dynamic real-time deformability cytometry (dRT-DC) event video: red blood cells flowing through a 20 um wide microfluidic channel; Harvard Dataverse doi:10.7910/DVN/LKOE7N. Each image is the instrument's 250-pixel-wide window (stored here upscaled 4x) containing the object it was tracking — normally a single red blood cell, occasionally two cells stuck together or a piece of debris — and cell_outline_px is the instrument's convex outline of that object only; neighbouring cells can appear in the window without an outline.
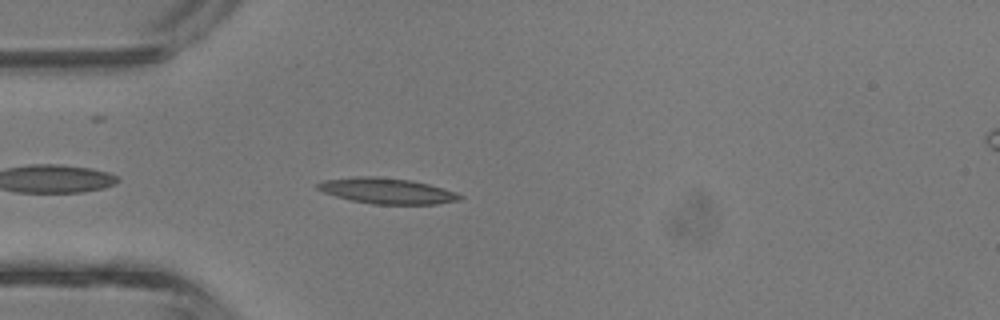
{"species": "common noctule bat (a hibernating species)", "species_latin": "Nyctalus noctula", "temperature_condition": "room temperature", "stored_images_in_passage": 32, "camera_frame_rate_fps": 3000, "um_per_image_px": 0.085, "animal": {"sex": "male", "body_mass_g": 13.3}, "frame": {"image": 1, "passage_image": 3, "time_ms": 0.667, "image_size_px": [1000, 320], "cell_outline_px": [[464, 196], [460, 200], [436, 204], [372, 204], [348, 200], [324, 192], [316, 188], [316, 184], [324, 180], [360, 176], [376, 176], [412, 180], [428, 184], [456, 192]], "centroid_in_image_um": [32.89, 16.23], "position_along_channel_um": 52.1, "area_um2": 21.33}}
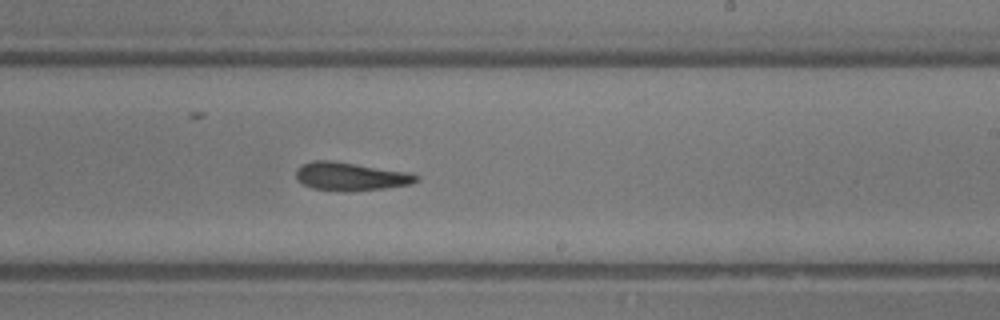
{"frame": {"image": 2, "passage_image": 16, "time_ms": 5.0, "image_size_px": [1000, 320], "cell_outline_px": [[420, 176], [416, 180], [408, 184], [384, 188], [348, 192], [312, 188], [296, 180], [296, 168], [300, 164], [312, 160], [332, 160], [408, 172]], "centroid_in_image_um": [29.72, 14.98], "position_along_channel_um": 259.3, "area_um2": 19.83}}
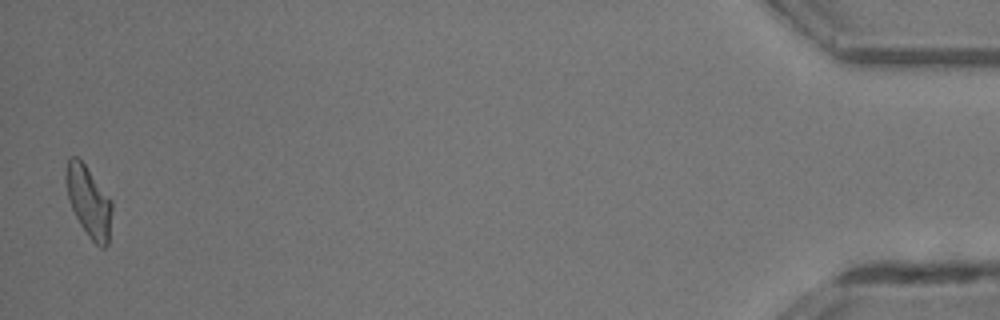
{"frame": {"image": 3, "passage_image": 32, "time_ms": 10.333, "image_size_px": [1000, 320], "cell_outline_px": [[112, 208], [108, 244], [104, 248], [100, 248], [88, 236], [80, 224], [68, 200], [64, 180], [64, 176], [68, 156], [76, 156], [84, 164], [112, 200]], "centroid_in_image_um": [7.52, 17.11], "position_along_channel_um": 427.7, "area_um2": 19.07}}